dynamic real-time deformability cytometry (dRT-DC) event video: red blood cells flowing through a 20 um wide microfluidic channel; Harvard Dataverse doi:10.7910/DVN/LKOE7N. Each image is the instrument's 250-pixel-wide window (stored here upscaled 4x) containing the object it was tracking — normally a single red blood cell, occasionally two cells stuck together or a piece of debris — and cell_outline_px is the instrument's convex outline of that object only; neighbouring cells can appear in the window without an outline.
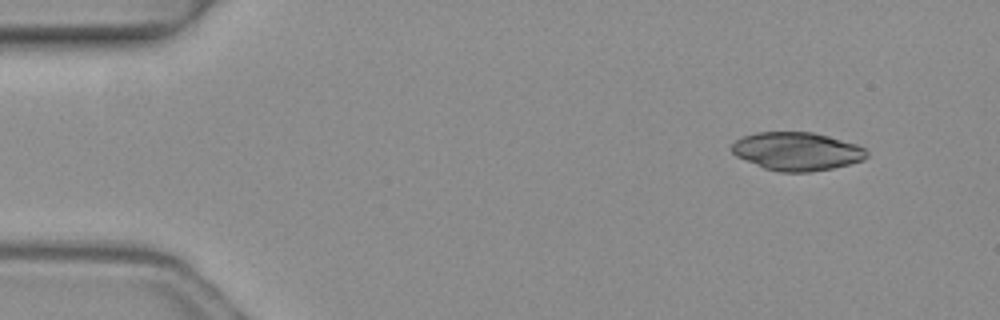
{"species": "common noctule bat (a hibernating species)", "species_latin": "Nyctalus noctula", "temperature_condition": "warm", "stored_images_in_passage": 5, "camera_frame_rate_fps": 3000, "um_per_image_px": 0.085, "animal": {"sex": "female", "body_mass_g": 19.3, "forearm_length_mm": 54.1}, "frame": {"image": 1, "passage_image": 1, "time_ms": 0.0, "image_size_px": [1000, 320], "cell_outline_px": [[868, 156], [864, 160], [832, 168], [808, 172], [780, 172], [764, 168], [736, 156], [732, 152], [732, 144], [736, 140], [744, 136], [756, 132], [812, 132], [828, 136], [856, 144], [864, 148], [868, 152]], "centroid_in_image_um": [67.74, 12.86], "position_along_channel_um": 17.3, "area_um2": 29.94}}